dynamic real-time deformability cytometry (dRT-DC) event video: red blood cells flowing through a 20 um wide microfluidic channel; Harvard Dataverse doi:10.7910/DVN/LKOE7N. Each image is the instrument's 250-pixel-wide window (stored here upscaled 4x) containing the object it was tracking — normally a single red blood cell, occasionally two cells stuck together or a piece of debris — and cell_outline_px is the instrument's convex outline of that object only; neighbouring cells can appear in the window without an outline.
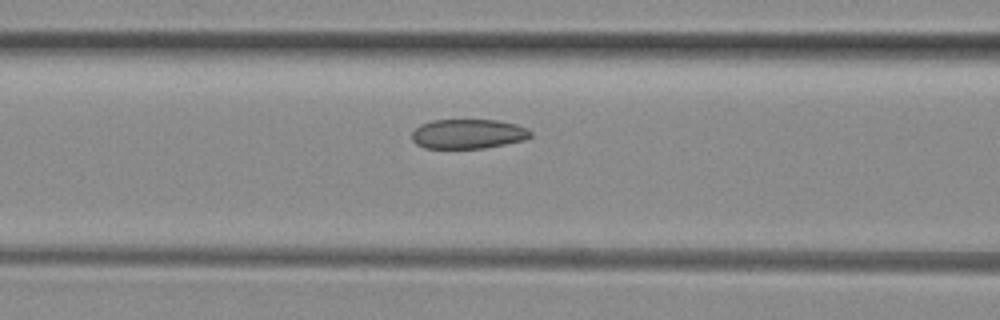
{"species": "common noctule bat (a hibernating species)", "species_latin": "Nyctalus noctula", "temperature_condition": "room temperature", "stored_images_in_passage": 9, "camera_frame_rate_fps": 3000, "um_per_image_px": 0.085, "animal": {"sex": "female", "body_mass_g": 29.2, "forearm_length_mm": 56.3}, "frame": {"image": 1, "passage_image": 8, "time_ms": 2.333, "image_size_px": [1000, 320], "cell_outline_px": [[532, 136], [524, 140], [484, 148], [424, 148], [416, 144], [412, 140], [412, 132], [420, 124], [432, 120], [496, 120], [516, 124], [528, 128], [532, 132]], "centroid_in_image_um": [39.79, 11.38], "position_along_channel_um": 126.8, "area_um2": 20.52}}